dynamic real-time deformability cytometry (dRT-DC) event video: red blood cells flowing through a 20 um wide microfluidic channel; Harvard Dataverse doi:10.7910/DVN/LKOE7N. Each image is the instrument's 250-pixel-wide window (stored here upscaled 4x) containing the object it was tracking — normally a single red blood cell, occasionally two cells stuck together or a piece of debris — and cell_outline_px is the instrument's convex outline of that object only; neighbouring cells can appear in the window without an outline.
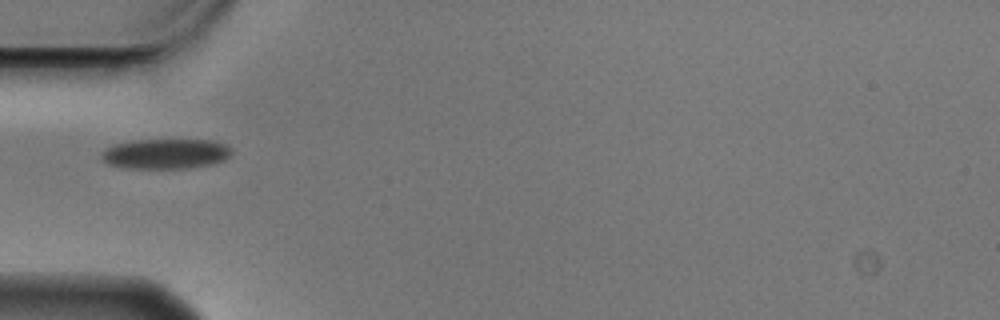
{"species": "Egyptian fruit bat (a non-hibernating species)", "species_latin": "Rousettus aegyptiacus", "temperature_condition": "cold", "stored_images_in_passage": 5, "camera_frame_rate_fps": 3000, "um_per_image_px": 0.085, "animal": {"sex": "male"}, "frame": {"image": 1, "passage_image": 5, "time_ms": 1.333, "image_size_px": [1000, 320], "cell_outline_px": [[232, 152], [224, 160], [212, 164], [192, 168], [124, 168], [108, 164], [100, 156], [100, 152], [112, 144], [132, 140], [212, 140], [228, 144], [232, 148]], "centroid_in_image_um": [14.08, 13.06], "position_along_channel_um": 70.9, "area_um2": 23.12}}